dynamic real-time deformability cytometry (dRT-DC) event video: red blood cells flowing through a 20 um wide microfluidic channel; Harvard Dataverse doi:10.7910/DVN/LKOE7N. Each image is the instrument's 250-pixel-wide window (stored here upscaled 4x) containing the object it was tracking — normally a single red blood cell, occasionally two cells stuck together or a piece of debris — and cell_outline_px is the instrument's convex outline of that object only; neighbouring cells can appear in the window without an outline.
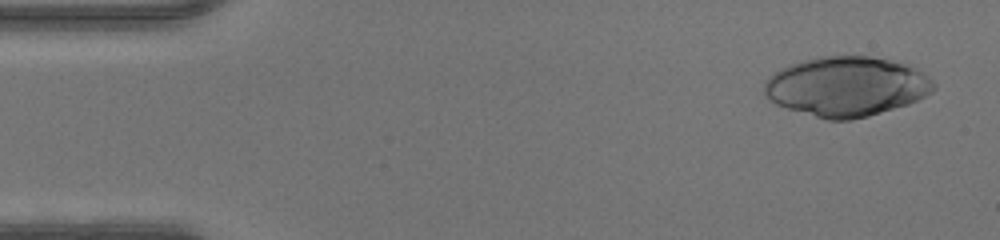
{"species": "human", "species_latin": "Homo sapiens", "temperature_condition": "warm", "stored_images_in_passage": 46, "camera_frame_rate_fps": 3000, "um_per_image_px": 0.085, "donor": {"sex": "male"}, "frame": {"image": 1, "passage_image": 2, "time_ms": 0.333, "image_size_px": [1000, 240], "cell_outline_px": [[936, 88], [932, 92], [908, 104], [868, 116], [848, 120], [828, 120], [788, 108], [776, 104], [768, 100], [764, 92], [764, 80], [768, 76], [780, 68], [804, 60], [820, 56], [868, 56], [888, 60], [904, 64], [916, 68], [924, 72], [936, 84]], "centroid_in_image_um": [71.94, 7.35], "position_along_channel_um": 13.1, "area_um2": 58.78}}
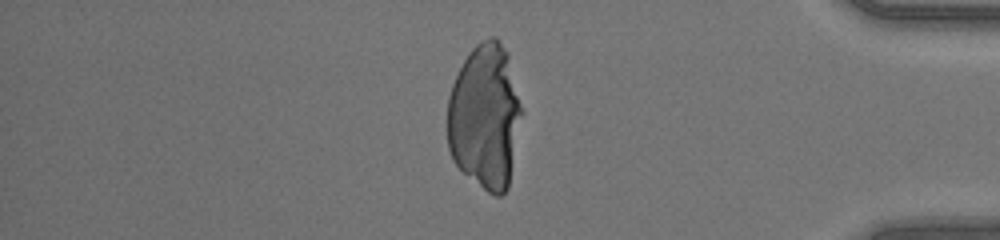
{"frame": {"image": 2, "passage_image": 39, "time_ms": 12.667, "image_size_px": [1000, 240], "cell_outline_px": [[524, 112], [508, 188], [500, 196], [496, 196], [488, 192], [464, 172], [452, 160], [448, 148], [448, 96], [452, 84], [468, 52], [476, 44], [492, 36], [496, 36], [508, 52]], "centroid_in_image_um": [41.26, 9.89], "position_along_channel_um": 393.9, "area_um2": 63.52}}